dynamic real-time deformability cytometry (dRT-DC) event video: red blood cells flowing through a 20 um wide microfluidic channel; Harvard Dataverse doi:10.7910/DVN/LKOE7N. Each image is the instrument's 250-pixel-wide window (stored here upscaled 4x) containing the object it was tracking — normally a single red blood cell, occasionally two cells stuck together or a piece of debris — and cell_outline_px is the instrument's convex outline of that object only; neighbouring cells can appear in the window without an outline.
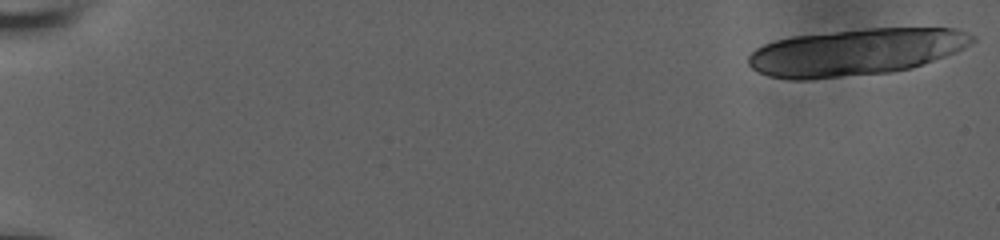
{"species": "human", "species_latin": "Homo sapiens", "temperature_condition": "room temperature", "stored_images_in_passage": 24, "camera_frame_rate_fps": 3000, "um_per_image_px": 0.085, "donor": {"sex": "male"}, "frame": {"image": 1, "passage_image": 1, "time_ms": 0.0, "image_size_px": [1000, 240], "cell_outline_px": [[976, 40], [956, 52], [908, 68], [888, 72], [812, 80], [788, 80], [768, 76], [752, 68], [748, 64], [748, 56], [756, 48], [764, 44], [776, 40], [792, 36], [864, 28], [956, 28], [976, 36]], "centroid_in_image_um": [72.69, 4.42], "position_along_channel_um": 12.3, "area_um2": 61.09}}
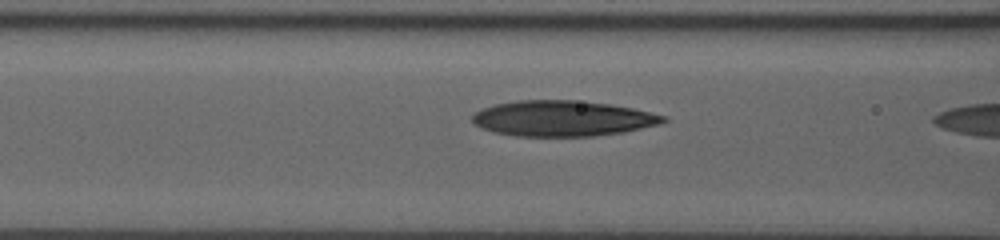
{"frame": {"image": 2, "passage_image": 23, "time_ms": 7.333, "image_size_px": [1000, 240], "cell_outline_px": [[668, 120], [660, 124], [624, 132], [592, 136], [516, 136], [492, 132], [476, 124], [472, 120], [472, 116], [476, 112], [484, 108], [496, 104], [516, 100], [572, 100], [608, 104], [632, 108], [664, 116]], "centroid_in_image_um": [47.81, 10.07], "position_along_channel_um": 118.8, "area_um2": 39.3}}